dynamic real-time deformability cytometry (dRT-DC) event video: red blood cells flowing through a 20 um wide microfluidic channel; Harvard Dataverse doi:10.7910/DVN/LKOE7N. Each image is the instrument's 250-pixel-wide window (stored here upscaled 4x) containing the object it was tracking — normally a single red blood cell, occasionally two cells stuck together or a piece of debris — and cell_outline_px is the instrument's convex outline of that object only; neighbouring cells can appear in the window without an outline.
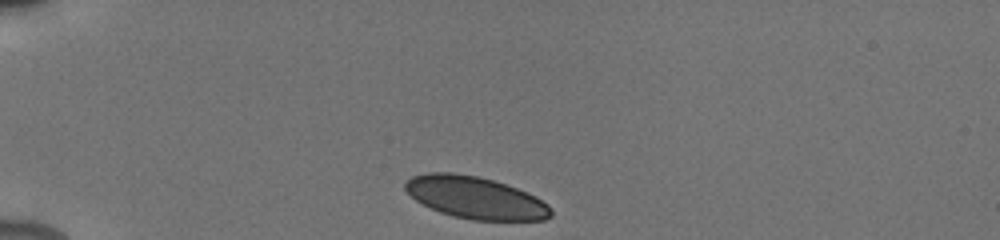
{"species": "human", "species_latin": "Homo sapiens", "temperature_condition": "cold", "stored_images_in_passage": 36, "camera_frame_rate_fps": 3000, "um_per_image_px": 0.085, "donor": {"sex": "male"}, "frame": {"image": 1, "passage_image": 1, "time_ms": 0.0, "image_size_px": [1000, 240], "cell_outline_px": [[552, 216], [544, 220], [472, 220], [452, 216], [440, 212], [416, 200], [404, 188], [404, 184], [412, 176], [428, 172], [452, 172], [476, 176], [492, 180], [528, 192], [536, 196], [548, 204], [552, 212]], "centroid_in_image_um": [40.42, 16.8], "position_along_channel_um": 44.6, "area_um2": 35.6}}
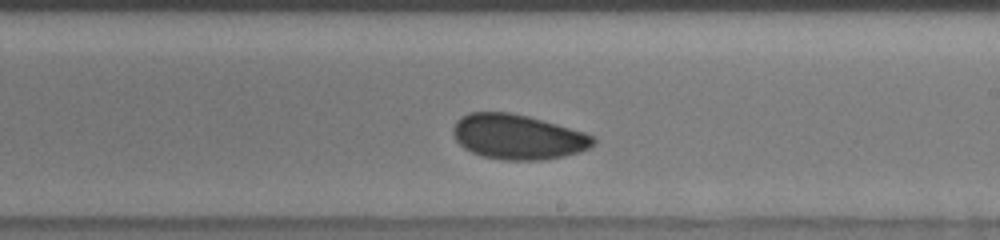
{"frame": {"image": 2, "passage_image": 20, "time_ms": 6.333, "image_size_px": [1000, 240], "cell_outline_px": [[596, 144], [580, 152], [564, 156], [540, 160], [504, 160], [484, 156], [472, 152], [464, 148], [456, 140], [452, 132], [452, 128], [456, 120], [460, 116], [468, 112], [508, 112], [528, 116], [584, 132], [596, 136]], "centroid_in_image_um": [44.01, 11.63], "position_along_channel_um": 245.0, "area_um2": 36.82}}
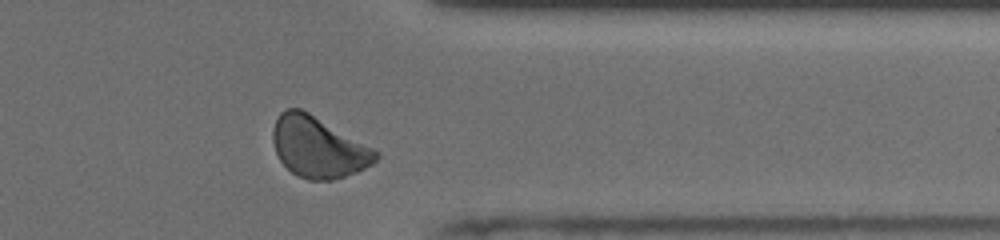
{"frame": {"image": 3, "passage_image": 31, "time_ms": 10.0, "image_size_px": [1000, 240], "cell_outline_px": [[380, 156], [372, 164], [356, 172], [332, 180], [308, 180], [292, 172], [280, 160], [276, 152], [272, 140], [272, 132], [276, 120], [280, 112], [288, 108], [300, 108], [308, 112], [380, 152]], "centroid_in_image_um": [27.04, 12.51], "position_along_channel_um": 384.4, "area_um2": 36.13}, "authors_computed_cell_mechanics": {"area_um2": 36.414, "velocity_mm_per_s": 3.8734, "shape_relaxation_time_tau1_ms": 3.8321, "shape_relaxation_time_tau2_ms": 2.3069, "deformation_change_tau1": 0.0538, "deformation_change_tau2": 0.0596}}